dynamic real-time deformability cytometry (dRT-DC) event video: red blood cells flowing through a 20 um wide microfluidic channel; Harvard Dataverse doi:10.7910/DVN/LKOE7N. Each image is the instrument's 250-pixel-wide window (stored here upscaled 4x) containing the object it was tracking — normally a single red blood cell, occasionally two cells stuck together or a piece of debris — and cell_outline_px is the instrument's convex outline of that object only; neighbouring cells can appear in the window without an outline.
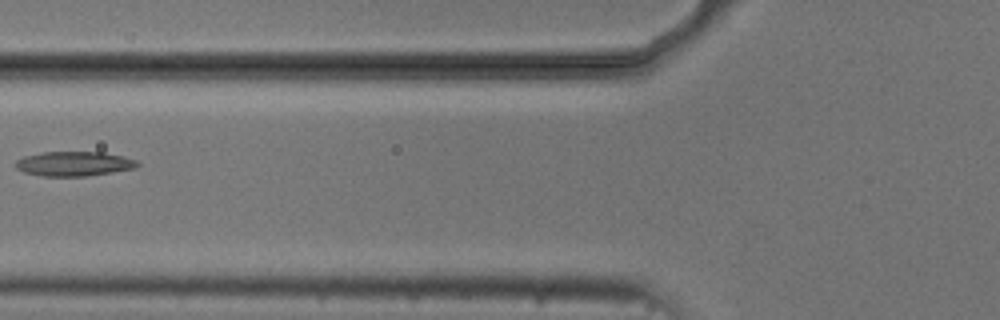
{"species": "common noctule bat (a hibernating species)", "species_latin": "Nyctalus noctula", "temperature_condition": "cold", "stored_images_in_passage": 5, "camera_frame_rate_fps": 3000, "um_per_image_px": 0.085, "animal": {"sex": "male", "body_mass_g": 20.5, "forearm_length_mm": 52.5}, "frame": {"image": 1, "passage_image": 4, "time_ms": 3.667, "image_size_px": [1000, 320], "cell_outline_px": [[140, 164], [136, 168], [88, 176], [40, 176], [24, 172], [16, 168], [16, 160], [24, 156], [44, 152], [104, 152], [124, 156], [136, 160]], "centroid_in_image_um": [6.31, 13.92], "position_along_channel_um": 119.5, "area_um2": 17.51}}
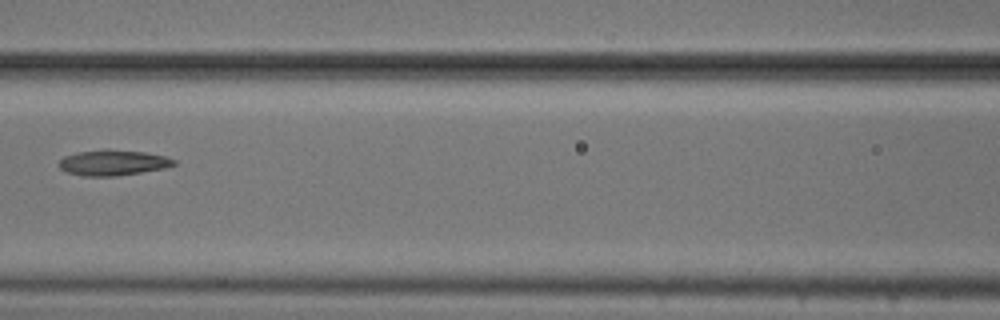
{"frame": {"image": 2, "passage_image": 5, "time_ms": 4.667, "image_size_px": [1000, 320], "cell_outline_px": [[176, 164], [164, 168], [116, 176], [84, 176], [64, 172], [56, 164], [64, 156], [76, 152], [104, 148], [144, 152], [164, 156], [176, 160]], "centroid_in_image_um": [9.54, 13.81], "position_along_channel_um": 157.1, "area_um2": 17.34}}